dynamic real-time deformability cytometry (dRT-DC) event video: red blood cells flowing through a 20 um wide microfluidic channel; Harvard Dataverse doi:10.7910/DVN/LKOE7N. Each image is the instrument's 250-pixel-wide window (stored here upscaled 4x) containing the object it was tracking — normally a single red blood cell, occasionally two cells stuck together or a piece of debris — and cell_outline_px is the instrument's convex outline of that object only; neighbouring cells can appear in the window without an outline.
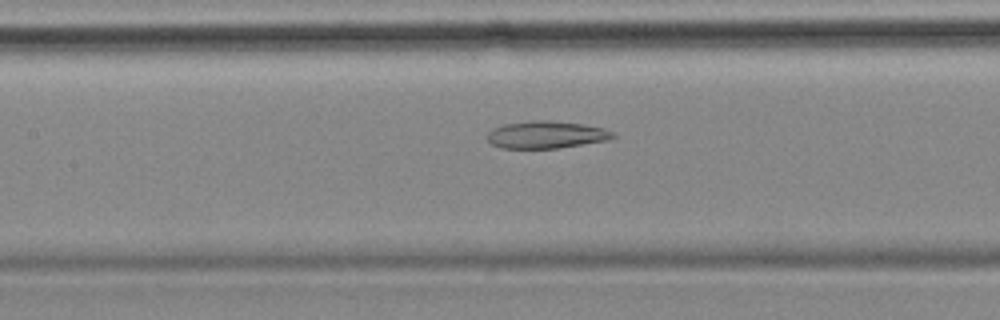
{"species": "common noctule bat (a hibernating species)", "species_latin": "Nyctalus noctula", "temperature_condition": "cold", "stored_images_in_passage": 56, "camera_frame_rate_fps": 3000, "um_per_image_px": 0.085, "animal": {"sex": "female", "body_mass_g": 18.4}, "frame": {"image": 1, "passage_image": 25, "time_ms": 8.0, "image_size_px": [1000, 320], "cell_outline_px": [[616, 136], [608, 140], [556, 148], [500, 148], [492, 144], [484, 136], [492, 128], [504, 124], [532, 120], [544, 120], [580, 124], [604, 128], [612, 132]], "centroid_in_image_um": [46.36, 11.45], "position_along_channel_um": 161.0, "area_um2": 19.88}}
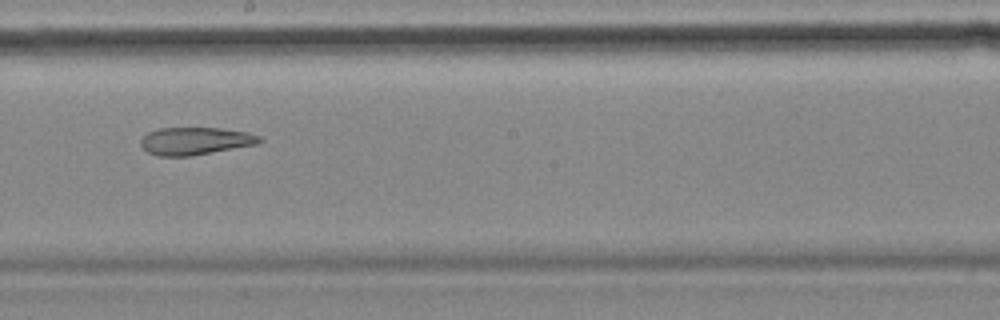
{"frame": {"image": 2, "passage_image": 31, "time_ms": 10.0, "image_size_px": [1000, 320], "cell_outline_px": [[264, 140], [260, 144], [192, 156], [160, 156], [148, 152], [140, 144], [140, 140], [148, 132], [160, 128], [220, 128], [248, 132], [260, 136]], "centroid_in_image_um": [16.66, 11.99], "position_along_channel_um": 231.5, "area_um2": 19.25}}
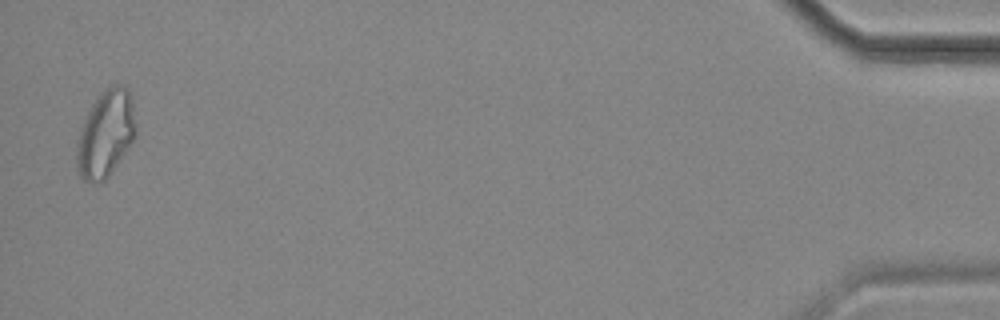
{"frame": {"image": 3, "passage_image": 55, "time_ms": 18.0, "image_size_px": [1000, 320], "cell_outline_px": [[136, 136], [108, 176], [104, 180], [84, 180], [80, 176], [76, 164], [76, 144], [80, 128], [96, 96], [104, 88], [112, 84], [124, 84], [128, 88], [132, 96], [136, 128]], "centroid_in_image_um": [8.99, 11.29], "position_along_channel_um": 426.2, "area_um2": 29.94}, "authors_computed_cell_mechanics": {"area_um2": 25.143, "velocity_mm_per_s": 3.5516, "shape_relaxation_time_tau1_ms": null, "shape_relaxation_time_tau2_ms": 7.7167, "deformation_change_tau1": null, "deformation_change_tau2": 0.1816}}